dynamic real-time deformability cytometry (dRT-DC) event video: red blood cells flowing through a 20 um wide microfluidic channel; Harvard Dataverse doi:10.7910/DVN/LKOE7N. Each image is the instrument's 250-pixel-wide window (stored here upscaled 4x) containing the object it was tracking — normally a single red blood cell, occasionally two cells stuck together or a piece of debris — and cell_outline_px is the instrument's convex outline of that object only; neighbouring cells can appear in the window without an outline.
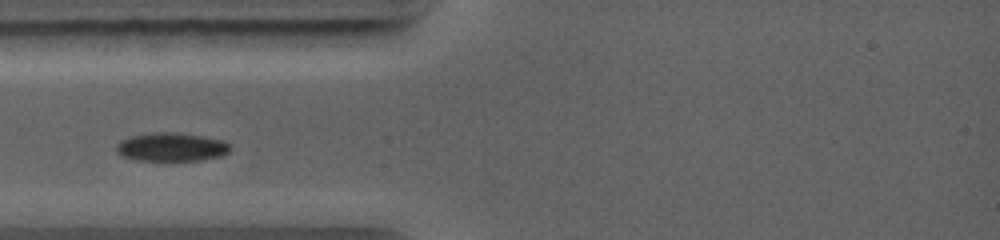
{"species": "common noctule bat (a hibernating species)", "species_latin": "Nyctalus noctula", "temperature_condition": "warm", "stored_images_in_passage": 50, "camera_frame_rate_fps": 5000, "um_per_image_px": 0.085, "animal": {"sex": "female", "body_mass_g": 19.0, "forearm_length_mm": 56.7}, "frame": {"image": 1, "passage_image": 1, "time_ms": 0.0, "image_size_px": [1000, 240], "cell_outline_px": [[228, 152], [220, 156], [200, 160], [136, 160], [124, 156], [116, 152], [116, 144], [120, 140], [132, 136], [156, 132], [176, 132], [204, 136], [224, 140], [228, 144]], "centroid_in_image_um": [14.55, 12.48], "position_along_channel_um": 70.5, "area_um2": 18.79}}
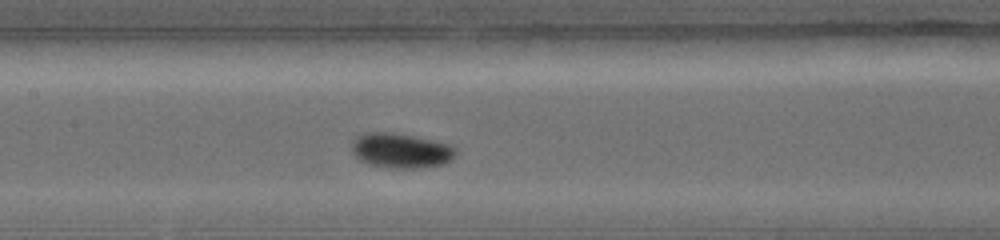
{"frame": {"image": 2, "passage_image": 19, "time_ms": 2.2, "image_size_px": [1000, 240], "cell_outline_px": [[456, 152], [444, 164], [420, 168], [392, 168], [368, 164], [360, 160], [352, 152], [352, 140], [356, 136], [364, 132], [396, 132], [452, 144], [456, 148]], "centroid_in_image_um": [34.05, 12.78], "position_along_channel_um": 173.3, "area_um2": 21.33}}
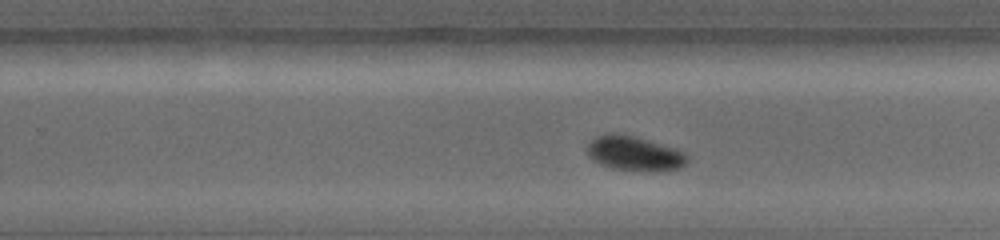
{"frame": {"image": 3, "passage_image": 38, "time_ms": 4.4, "image_size_px": [1000, 240], "cell_outline_px": [[688, 164], [680, 168], [612, 168], [600, 164], [592, 160], [588, 156], [588, 144], [596, 136], [612, 132], [616, 132], [636, 136], [676, 148], [684, 152], [688, 156]], "centroid_in_image_um": [53.9, 12.97], "position_along_channel_um": 275.9, "area_um2": 19.54}}